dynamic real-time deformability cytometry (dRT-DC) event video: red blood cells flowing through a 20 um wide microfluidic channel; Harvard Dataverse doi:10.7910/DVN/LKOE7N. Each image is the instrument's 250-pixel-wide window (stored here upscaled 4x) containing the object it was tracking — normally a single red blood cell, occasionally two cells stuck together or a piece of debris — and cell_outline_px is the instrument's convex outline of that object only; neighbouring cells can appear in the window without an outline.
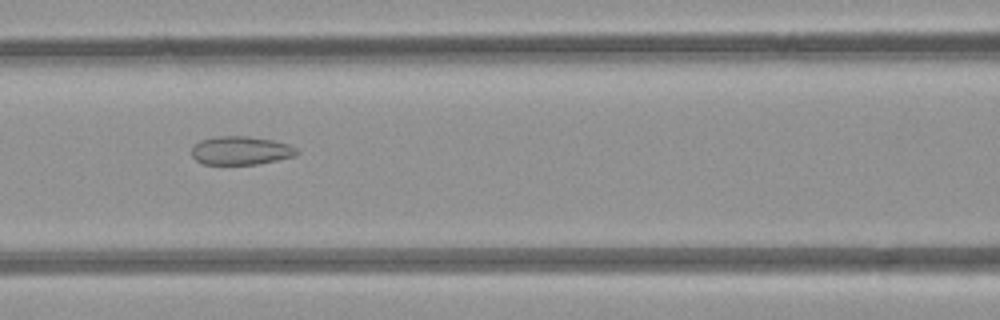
{"species": "common noctule bat (a hibernating species)", "species_latin": "Nyctalus noctula", "temperature_condition": "room temperature", "stored_images_in_passage": 6, "camera_frame_rate_fps": 3000, "um_per_image_px": 0.085, "animal": {"sex": "female", "body_mass_g": 21.9}, "frame": {"image": 1, "passage_image": 4, "time_ms": 3.333, "image_size_px": [1000, 320], "cell_outline_px": [[300, 152], [296, 156], [256, 164], [204, 164], [196, 160], [192, 156], [192, 148], [200, 140], [216, 136], [248, 136], [272, 140], [288, 144], [296, 148]], "centroid_in_image_um": [20.48, 12.79], "position_along_channel_um": 146.1, "area_um2": 17.4}}
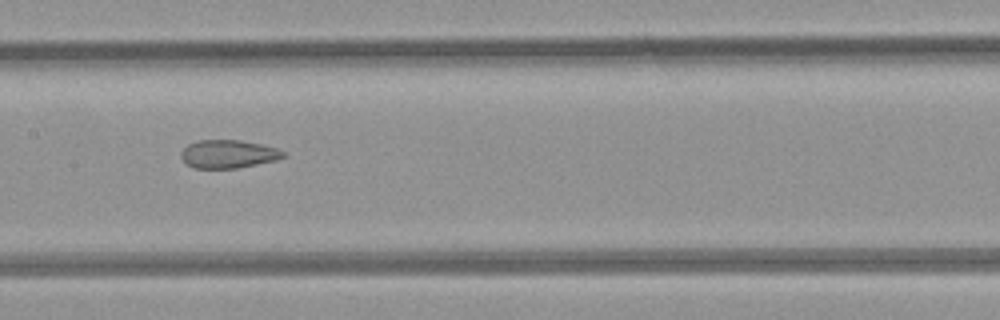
{"frame": {"image": 2, "passage_image": 5, "time_ms": 4.333, "image_size_px": [1000, 320], "cell_outline_px": [[284, 156], [276, 160], [236, 168], [196, 168], [188, 164], [180, 156], [180, 152], [188, 144], [200, 140], [240, 140], [260, 144], [276, 148], [284, 152]], "centroid_in_image_um": [19.38, 13.08], "position_along_channel_um": 188.0, "area_um2": 16.53}}
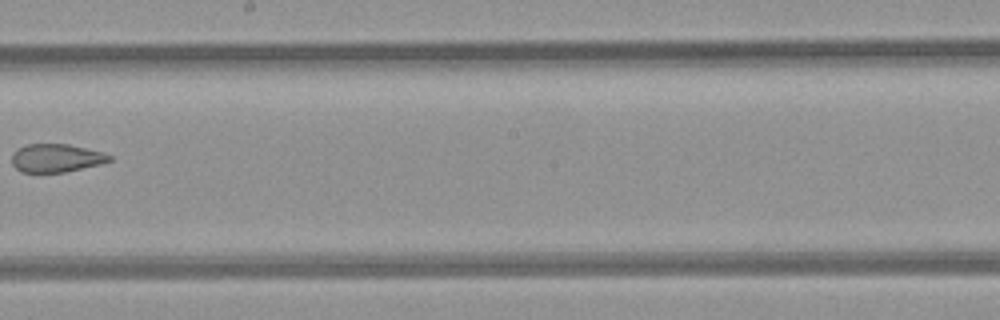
{"frame": {"image": 3, "passage_image": 6, "time_ms": 5.667, "image_size_px": [1000, 320], "cell_outline_px": [[112, 160], [100, 164], [64, 172], [20, 172], [12, 164], [12, 152], [28, 144], [68, 144], [104, 152], [112, 156]], "centroid_in_image_um": [4.78, 13.43], "position_along_channel_um": 243.4, "area_um2": 16.01}}